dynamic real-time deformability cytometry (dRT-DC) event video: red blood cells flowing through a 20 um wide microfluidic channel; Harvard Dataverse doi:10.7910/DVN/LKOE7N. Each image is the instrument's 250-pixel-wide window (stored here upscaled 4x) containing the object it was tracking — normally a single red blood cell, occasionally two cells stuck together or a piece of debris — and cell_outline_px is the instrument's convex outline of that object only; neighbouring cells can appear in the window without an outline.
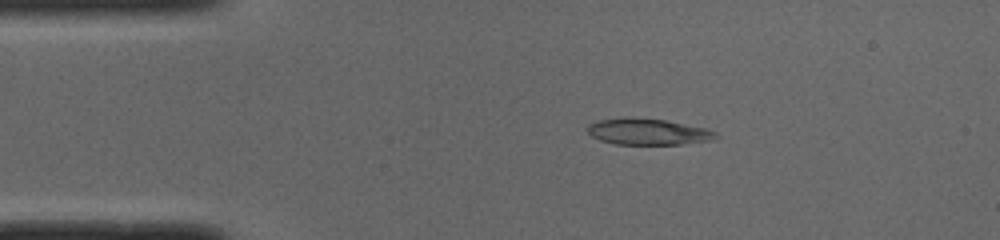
{"species": "common noctule bat (a hibernating species)", "species_latin": "Nyctalus noctula", "temperature_condition": "cold", "stored_images_in_passage": 49, "camera_frame_rate_fps": 3000, "um_per_image_px": 0.085, "animal": {"sex": "male", "body_mass_g": 19.0, "forearm_length_mm": 50.8}, "frame": {"image": 1, "passage_image": 8, "time_ms": 2.333, "image_size_px": [1000, 240], "cell_outline_px": [[720, 136], [712, 140], [680, 144], [616, 144], [600, 140], [592, 136], [588, 132], [588, 124], [600, 120], [628, 116], [668, 120], [708, 128], [716, 132]], "centroid_in_image_um": [55.12, 11.18], "position_along_channel_um": 29.9, "area_um2": 19.88}}
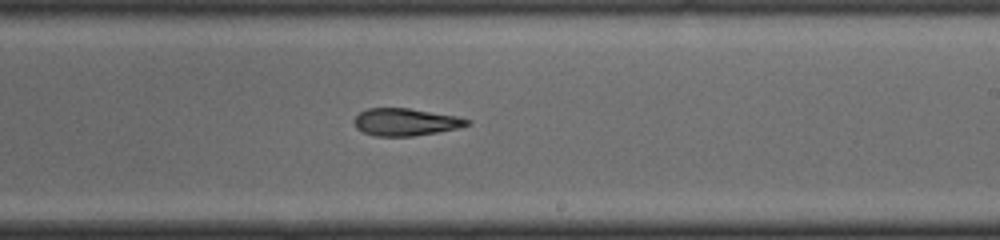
{"frame": {"image": 2, "passage_image": 28, "time_ms": 9.0, "image_size_px": [1000, 240], "cell_outline_px": [[472, 124], [460, 128], [412, 136], [376, 136], [364, 132], [356, 128], [352, 120], [360, 112], [368, 108], [408, 108], [456, 116], [472, 120]], "centroid_in_image_um": [34.49, 10.37], "position_along_channel_um": 254.5, "area_um2": 18.03}}
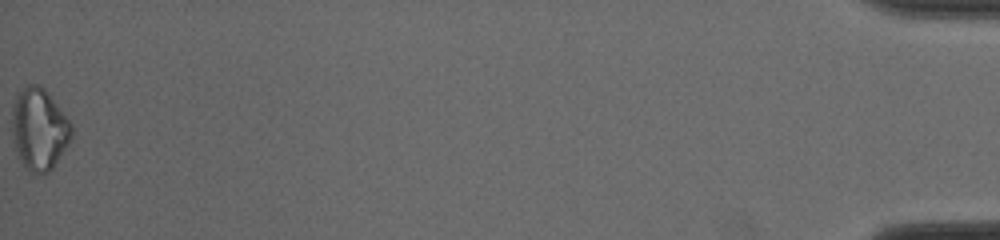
{"frame": {"image": 3, "passage_image": 49, "time_ms": 16.0, "image_size_px": [1000, 240], "cell_outline_px": [[72, 136], [68, 144], [52, 168], [48, 172], [28, 172], [24, 168], [16, 152], [12, 136], [12, 104], [16, 96], [28, 84], [40, 84], [48, 92], [72, 124]], "centroid_in_image_um": [3.31, 10.97], "position_along_channel_um": 431.9, "area_um2": 28.38}, "authors_computed_cell_mechanics": {"area_um2": 19.363, "velocity_mm_per_s": 4.0078, "shape_relaxation_time_tau1_ms": 5.1261, "shape_relaxation_time_tau2_ms": 3.5259, "deformation_change_tau1": 0.1518, "deformation_change_tau2": 0.1131}}